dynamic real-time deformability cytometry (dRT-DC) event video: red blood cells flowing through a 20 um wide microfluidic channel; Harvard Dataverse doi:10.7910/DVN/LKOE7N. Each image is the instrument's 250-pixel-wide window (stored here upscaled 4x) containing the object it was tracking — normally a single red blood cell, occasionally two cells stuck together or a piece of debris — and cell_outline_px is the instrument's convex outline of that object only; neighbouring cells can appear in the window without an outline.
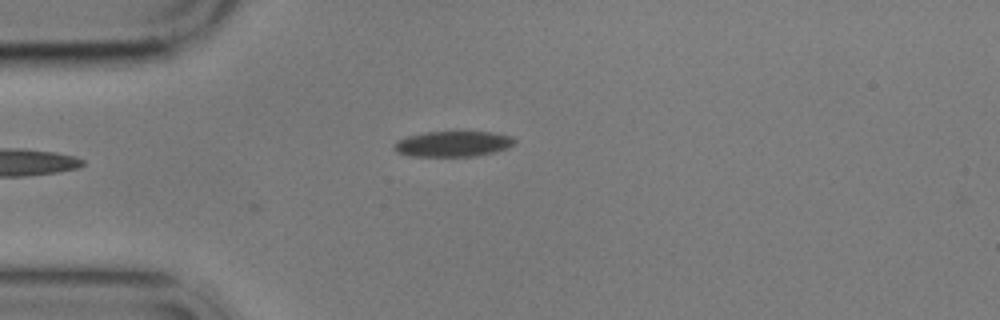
{"species": "common noctule bat (a hibernating species)", "species_latin": "Nyctalus noctula", "temperature_condition": "cold", "stored_images_in_passage": 3, "camera_frame_rate_fps": 3000, "um_per_image_px": 0.085, "animal": {"sex": "male", "body_mass_g": 17.9}, "frame": {"image": 1, "passage_image": 3, "time_ms": 2.333, "image_size_px": [1000, 320], "cell_outline_px": [[516, 144], [508, 148], [476, 156], [408, 156], [396, 152], [392, 148], [392, 144], [408, 136], [424, 132], [492, 132], [512, 136], [516, 140]], "centroid_in_image_um": [38.5, 12.23], "position_along_channel_um": 46.5, "area_um2": 18.03}}